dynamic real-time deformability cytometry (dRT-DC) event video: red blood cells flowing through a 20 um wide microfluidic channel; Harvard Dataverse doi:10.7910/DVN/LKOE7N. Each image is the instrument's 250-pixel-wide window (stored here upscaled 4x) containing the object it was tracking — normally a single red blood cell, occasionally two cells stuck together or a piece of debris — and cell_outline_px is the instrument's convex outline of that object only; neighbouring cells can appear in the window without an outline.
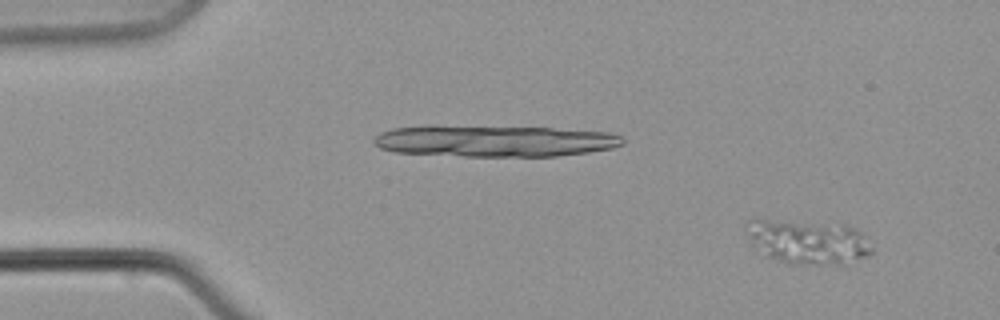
{"species": "common noctule bat (a hibernating species)", "species_latin": "Nyctalus noctula", "temperature_condition": "warm", "stored_images_in_passage": 10, "camera_frame_rate_fps": 3000, "um_per_image_px": 0.085, "animal": {"sex": "male", "body_mass_g": 21.5, "forearm_length_mm": 52.0}, "frame": {"image": 1, "passage_image": 1, "time_ms": 0.0, "image_size_px": [1000, 320], "cell_outline_px": [[872, 252], [868, 256], [844, 264], [788, 264], [764, 256], [752, 248], [744, 232], [744, 224], [752, 216], [756, 216], [840, 224], [856, 228], [860, 232], [872, 248]], "centroid_in_image_um": [68.49, 20.5], "position_along_channel_um": 16.5, "area_um2": 33.99}}
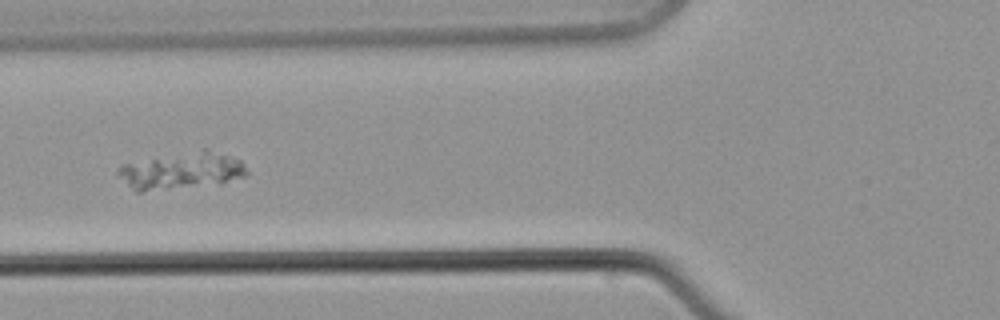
{"frame": {"image": 2, "passage_image": 8, "time_ms": 8.667, "image_size_px": [1000, 320], "cell_outline_px": [[248, 172], [244, 176], [220, 184], [144, 192], [136, 192], [116, 176], [116, 172], [124, 164], [204, 148], [240, 160], [244, 164]], "centroid_in_image_um": [15.42, 14.54], "position_along_channel_um": 110.4, "area_um2": 27.69}}
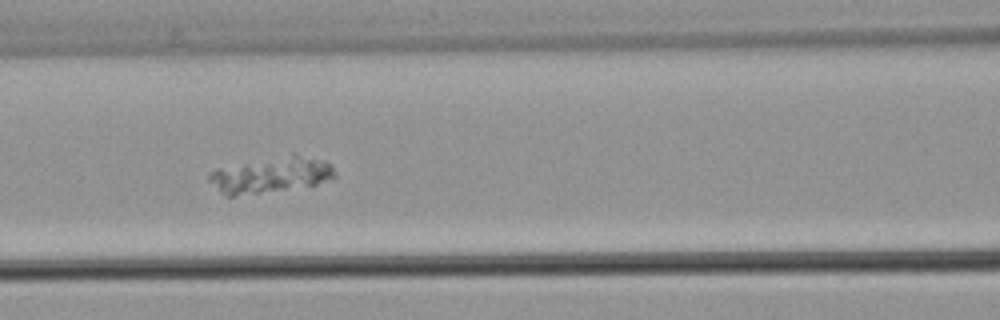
{"frame": {"image": 3, "passage_image": 9, "time_ms": 10.0, "image_size_px": [1000, 320], "cell_outline_px": [[336, 176], [332, 180], [316, 184], [232, 196], [228, 196], [220, 192], [208, 180], [208, 172], [216, 168], [292, 152], [296, 152], [324, 160], [332, 164], [336, 172]], "centroid_in_image_um": [23.07, 14.81], "position_along_channel_um": 143.5, "area_um2": 26.65}}